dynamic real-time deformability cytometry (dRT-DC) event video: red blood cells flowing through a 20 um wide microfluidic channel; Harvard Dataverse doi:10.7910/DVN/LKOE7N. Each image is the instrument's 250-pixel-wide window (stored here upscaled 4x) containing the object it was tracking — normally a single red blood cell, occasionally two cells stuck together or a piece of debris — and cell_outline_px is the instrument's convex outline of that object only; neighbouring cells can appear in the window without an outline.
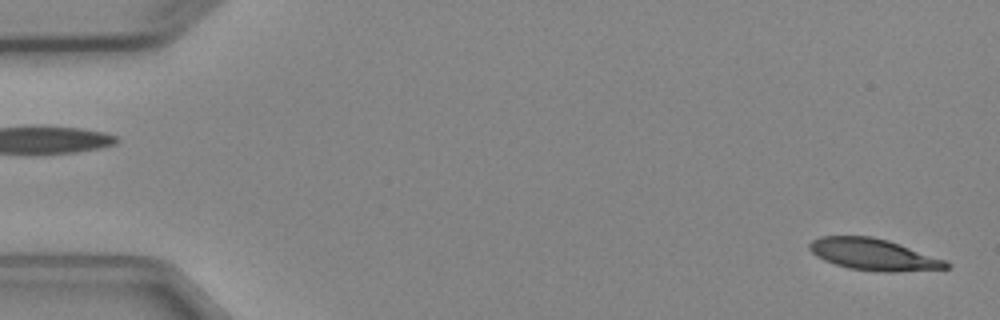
{"species": "Egyptian fruit bat (a non-hibernating species)", "species_latin": "Rousettus aegyptiacus", "temperature_condition": "cold", "stored_images_in_passage": 5, "segment_of_instrument_passage": [2, 2], "camera_frame_rate_fps": 3000, "um_per_image_px": 0.085, "animal": {"sex": "female"}, "frame": {"image": 1, "passage_image": 5, "time_ms": 4.667, "image_size_px": [1000, 320], "cell_outline_px": [[952, 268], [896, 272], [884, 272], [848, 268], [824, 260], [816, 256], [808, 248], [808, 244], [812, 240], [820, 236], [872, 236], [888, 240], [944, 260], [952, 264]], "centroid_in_image_um": [74.24, 21.63], "position_along_channel_um": 10.8, "area_um2": 25.09}}